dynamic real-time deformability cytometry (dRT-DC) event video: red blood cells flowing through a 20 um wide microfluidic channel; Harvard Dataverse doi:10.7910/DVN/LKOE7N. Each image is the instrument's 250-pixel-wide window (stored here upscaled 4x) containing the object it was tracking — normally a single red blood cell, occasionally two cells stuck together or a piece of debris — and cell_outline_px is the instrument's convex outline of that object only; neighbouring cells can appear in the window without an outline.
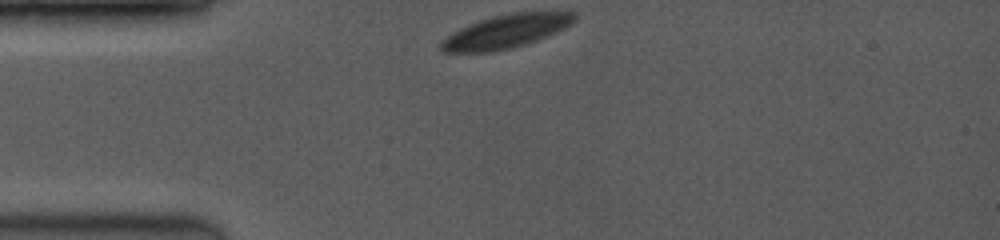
{"species": "common noctule bat (a hibernating species)", "species_latin": "Nyctalus noctula", "temperature_condition": "room temperature", "stored_images_in_passage": 8, "camera_frame_rate_fps": 3500, "um_per_image_px": 0.085, "animal": {"sex": "female", "body_mass_g": 19.0, "forearm_length_mm": 53.3}, "frame": {"image": 1, "passage_image": 1, "time_ms": 0.0, "image_size_px": [1000, 240], "cell_outline_px": [[576, 20], [564, 28], [536, 40], [524, 44], [492, 52], [444, 52], [440, 48], [440, 40], [452, 32], [460, 28], [480, 20], [492, 16], [512, 12], [576, 12]], "centroid_in_image_um": [42.97, 2.66], "position_along_channel_um": 42.0, "area_um2": 25.72}}
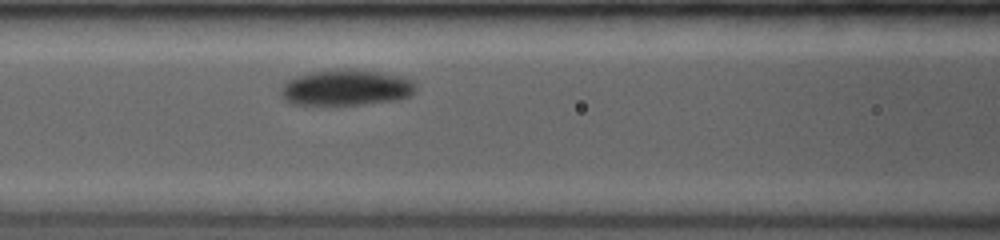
{"frame": {"image": 2, "passage_image": 6, "time_ms": 3.143, "image_size_px": [1000, 240], "cell_outline_px": [[416, 88], [408, 96], [396, 100], [364, 104], [288, 104], [284, 100], [284, 84], [288, 80], [296, 76], [312, 72], [332, 68], [336, 68], [380, 72], [400, 76], [416, 80]], "centroid_in_image_um": [29.46, 7.43], "position_along_channel_um": 137.1, "area_um2": 27.98}}
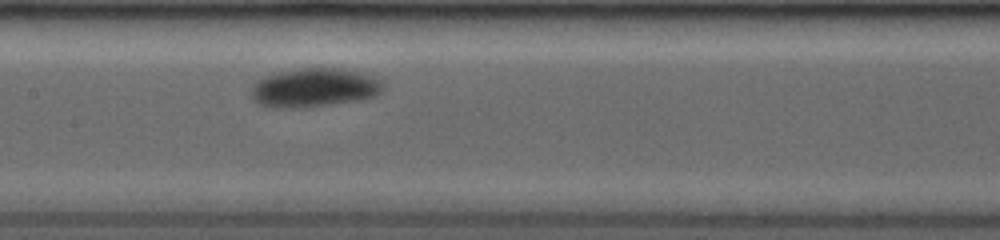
{"frame": {"image": 3, "passage_image": 8, "time_ms": 4.286, "image_size_px": [1000, 240], "cell_outline_px": [[384, 88], [376, 96], [356, 100], [300, 108], [268, 108], [260, 104], [252, 96], [252, 88], [260, 80], [268, 76], [280, 72], [296, 68], [336, 68], [356, 72], [372, 76], [384, 84]], "centroid_in_image_um": [26.71, 7.46], "position_along_channel_um": 180.7, "area_um2": 29.3}}